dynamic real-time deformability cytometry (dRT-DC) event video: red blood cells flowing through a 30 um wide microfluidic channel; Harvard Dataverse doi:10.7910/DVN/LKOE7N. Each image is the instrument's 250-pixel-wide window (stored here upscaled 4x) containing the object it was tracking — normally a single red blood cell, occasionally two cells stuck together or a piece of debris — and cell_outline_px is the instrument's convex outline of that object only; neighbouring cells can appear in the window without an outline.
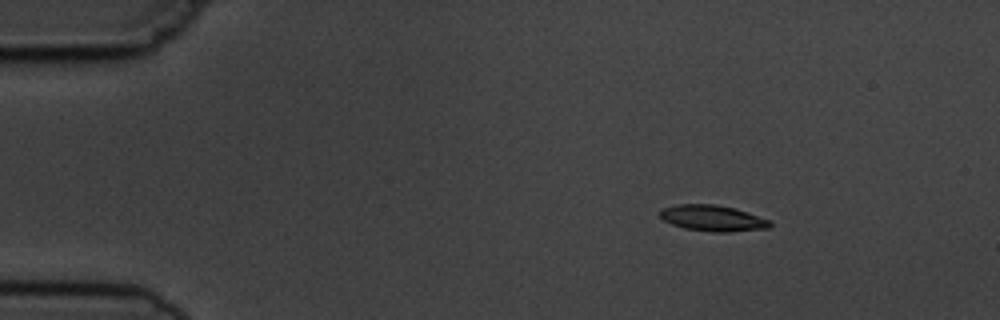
{"species": "common noctule bat (a hibernating species)", "species_latin": "Nyctalus noctula", "temperature_condition": "cold", "stored_images_in_passage": 6, "camera_frame_rate_fps": 3000, "um_per_image_px": 0.085, "animal": {"sex": "male", "body_mass_g": 19.5, "forearm_length_mm": 54.6}, "frame": {"image": 1, "passage_image": 1, "time_ms": 0.0, "image_size_px": [1000, 320], "cell_outline_px": [[772, 224], [768, 228], [728, 232], [712, 232], [684, 228], [672, 224], [664, 220], [660, 216], [660, 208], [676, 204], [716, 204], [736, 208], [772, 220]], "centroid_in_image_um": [60.59, 18.53], "position_along_channel_um": 24.4, "area_um2": 16.88}}
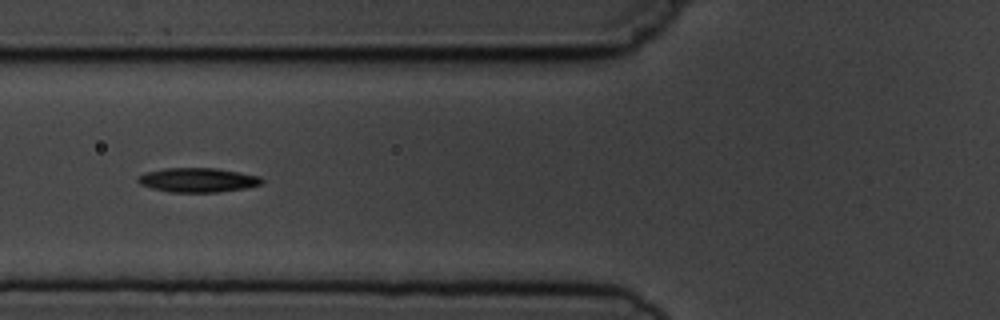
{"frame": {"image": 2, "passage_image": 4, "time_ms": 4.333, "image_size_px": [1000, 320], "cell_outline_px": [[264, 180], [260, 184], [244, 188], [216, 192], [168, 192], [152, 188], [140, 184], [136, 180], [136, 176], [144, 172], [164, 168], [216, 168], [240, 172], [260, 176]], "centroid_in_image_um": [16.76, 15.29], "position_along_channel_um": 109.0, "area_um2": 17.63}}
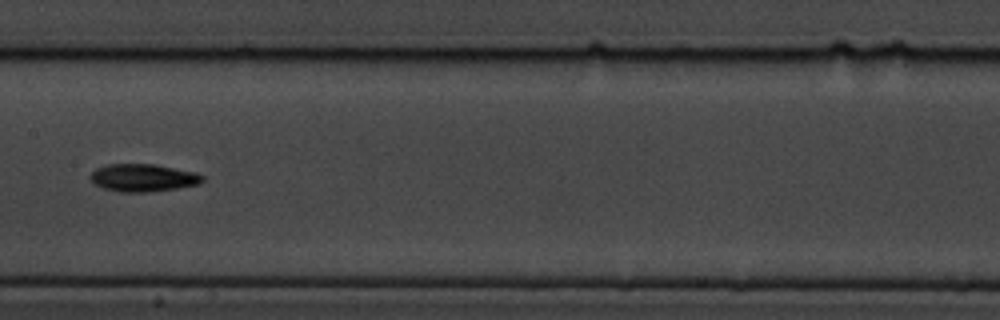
{"frame": {"image": 3, "passage_image": 6, "time_ms": 6.667, "image_size_px": [1000, 320], "cell_outline_px": [[204, 180], [200, 184], [176, 188], [144, 192], [120, 192], [104, 188], [96, 184], [88, 176], [96, 168], [108, 164], [156, 164], [196, 172], [204, 176]], "centroid_in_image_um": [12.18, 15.1], "position_along_channel_um": 195.2, "area_um2": 18.03}}